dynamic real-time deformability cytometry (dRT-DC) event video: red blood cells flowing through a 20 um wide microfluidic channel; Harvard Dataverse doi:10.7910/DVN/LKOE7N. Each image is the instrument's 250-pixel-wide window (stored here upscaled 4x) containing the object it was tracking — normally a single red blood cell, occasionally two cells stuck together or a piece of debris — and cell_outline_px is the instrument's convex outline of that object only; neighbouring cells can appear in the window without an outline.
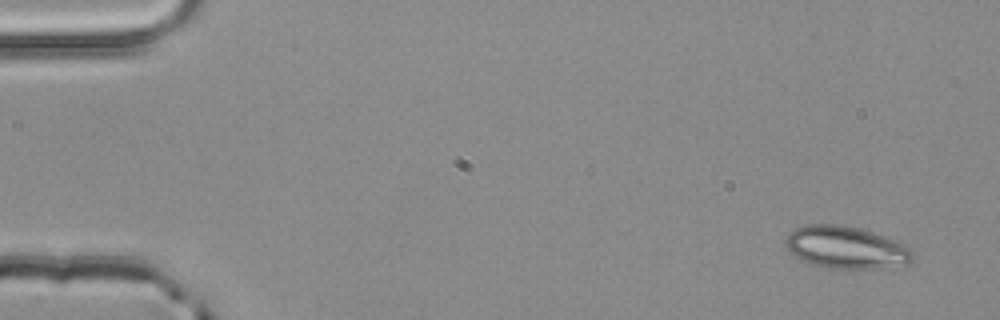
{"species": "common noctule bat (a hibernating species)", "species_latin": "Nyctalus noctula", "temperature_condition": "room temperature", "stored_images_in_passage": 4, "camera_frame_rate_fps": 3000, "um_per_image_px": 0.085, "animal": {"sex": "male", "body_mass_g": 20.4}, "frame": {"image": 1, "passage_image": 1, "time_ms": 0.0, "image_size_px": [1000, 320], "cell_outline_px": [[912, 260], [908, 264], [872, 268], [828, 268], [812, 264], [796, 256], [784, 244], [784, 240], [796, 228], [808, 224], [840, 224], [860, 228], [872, 232], [904, 244], [912, 248]], "centroid_in_image_um": [71.91, 21.02], "position_along_channel_um": 13.1, "area_um2": 30.92}}